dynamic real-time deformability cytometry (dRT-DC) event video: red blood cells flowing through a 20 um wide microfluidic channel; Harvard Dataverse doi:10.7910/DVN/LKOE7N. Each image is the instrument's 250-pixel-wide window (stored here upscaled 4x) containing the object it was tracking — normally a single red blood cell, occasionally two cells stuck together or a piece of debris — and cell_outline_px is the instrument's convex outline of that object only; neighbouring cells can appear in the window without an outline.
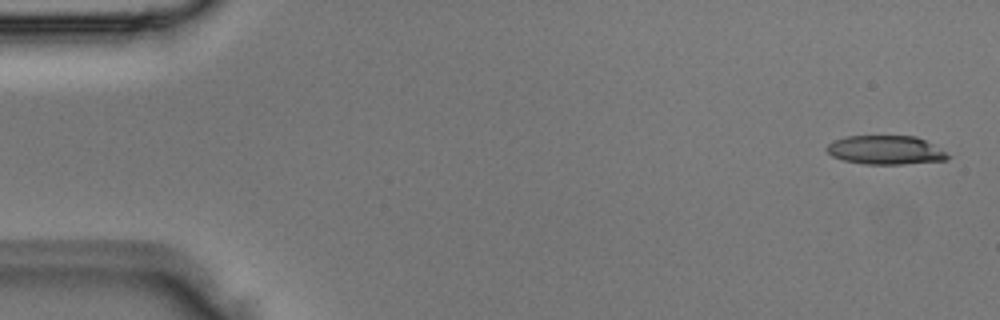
{"species": "Egyptian fruit bat (a non-hibernating species)", "species_latin": "Rousettus aegyptiacus", "temperature_condition": "room temperature", "stored_images_in_passage": 2, "segment_of_instrument_passage": [2, 2], "camera_frame_rate_fps": 3000, "um_per_image_px": 0.085, "animal": {"sex": "male"}, "frame": {"image": 1, "passage_image": 2, "time_ms": 0.333, "image_size_px": [1000, 320], "cell_outline_px": [[952, 156], [948, 160], [904, 164], [864, 164], [844, 160], [832, 156], [824, 148], [828, 144], [844, 136], [916, 136], [932, 144]], "centroid_in_image_um": [75.28, 12.76], "position_along_channel_um": 9.7, "area_um2": 20.35}}